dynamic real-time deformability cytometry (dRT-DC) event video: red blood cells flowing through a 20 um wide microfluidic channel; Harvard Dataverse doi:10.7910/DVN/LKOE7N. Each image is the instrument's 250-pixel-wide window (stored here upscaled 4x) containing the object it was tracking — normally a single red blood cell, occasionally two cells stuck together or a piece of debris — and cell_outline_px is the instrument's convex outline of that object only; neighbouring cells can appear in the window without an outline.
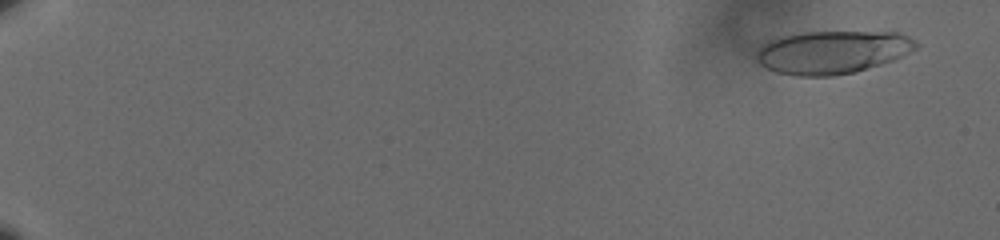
{"species": "human", "species_latin": "Homo sapiens", "temperature_condition": "cold", "stored_images_in_passage": 61, "camera_frame_rate_fps": 3000, "um_per_image_px": 0.085, "donor": {"sex": "male"}, "frame": {"image": 1, "passage_image": 4, "time_ms": 1.0, "image_size_px": [1000, 240], "cell_outline_px": [[920, 44], [916, 48], [892, 60], [856, 72], [832, 76], [796, 76], [776, 72], [760, 64], [756, 60], [756, 52], [764, 44], [780, 36], [804, 32], [896, 32], [908, 36], [916, 40]], "centroid_in_image_um": [70.75, 4.43], "position_along_channel_um": 14.3, "area_um2": 39.88}}
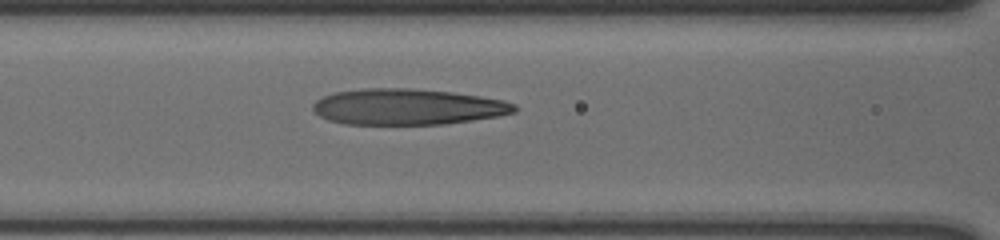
{"frame": {"image": 2, "passage_image": 30, "time_ms": 9.667, "image_size_px": [1000, 240], "cell_outline_px": [[520, 108], [516, 112], [496, 116], [472, 120], [444, 124], [344, 124], [328, 120], [320, 116], [312, 108], [312, 104], [316, 100], [324, 96], [336, 92], [364, 88], [408, 88], [452, 92], [480, 96], [504, 100], [516, 104]], "centroid_in_image_um": [34.66, 9.08], "position_along_channel_um": 131.9, "area_um2": 42.31}}
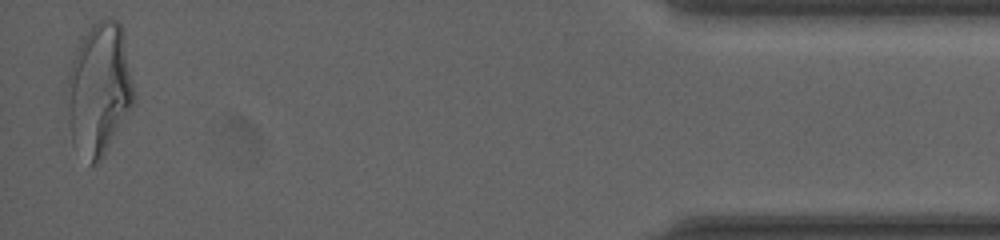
{"frame": {"image": 3, "passage_image": 60, "time_ms": 19.667, "image_size_px": [1000, 240], "cell_outline_px": [[136, 96], [132, 104], [104, 156], [96, 164], [92, 164], [72, 144], [68, 120], [68, 72], [72, 60], [84, 36], [92, 24], [100, 20], [116, 20], [120, 24], [124, 32]], "centroid_in_image_um": [8.44, 7.58], "position_along_channel_um": 426.8, "area_um2": 50.86}, "authors_computed_cell_mechanics": {"area_um2": 41.616, "velocity_mm_per_s": 3.5964, "shape_relaxation_time_tau1_ms": 5.1263, "shape_relaxation_time_tau2_ms": 1.6576, "deformation_change_tau1": 0.2359, "deformation_change_tau2": 0.1265}}